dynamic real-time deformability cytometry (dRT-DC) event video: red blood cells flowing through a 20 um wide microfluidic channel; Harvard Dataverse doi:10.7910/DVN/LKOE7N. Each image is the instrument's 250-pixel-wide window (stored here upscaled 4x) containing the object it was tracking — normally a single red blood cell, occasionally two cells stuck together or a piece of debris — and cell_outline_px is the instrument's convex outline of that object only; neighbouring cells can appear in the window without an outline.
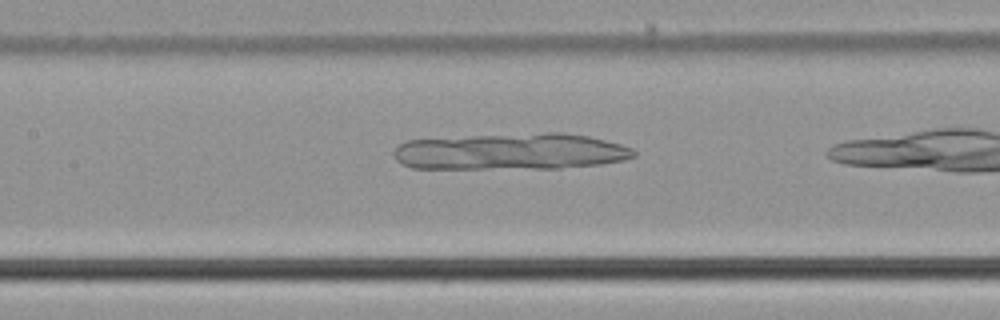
{"species": "common noctule bat (a hibernating species)", "species_latin": "Nyctalus noctula", "temperature_condition": "cold", "stored_images_in_passage": 14, "camera_frame_rate_fps": 3000, "um_per_image_px": 0.085, "animal": {"sex": "male", "body_mass_g": 21.5, "forearm_length_mm": 52.0}, "frame": {"image": 1, "passage_image": 7, "time_ms": 2.0, "image_size_px": [1000, 320], "cell_outline_px": [[636, 156], [624, 160], [600, 164], [560, 168], [412, 168], [400, 164], [396, 160], [392, 152], [400, 144], [408, 140], [472, 136], [544, 132], [564, 132], [588, 136], [620, 144], [632, 148], [636, 152]], "centroid_in_image_um": [43.44, 12.88], "position_along_channel_um": 164.0, "area_um2": 51.04}}
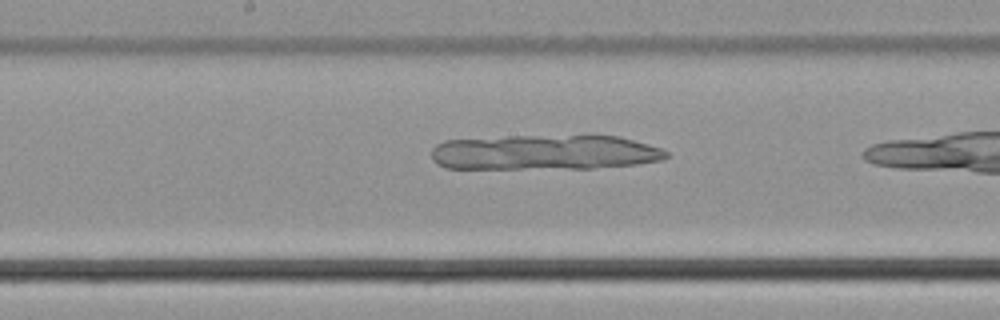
{"frame": {"image": 2, "passage_image": 10, "time_ms": 3.0, "image_size_px": [1000, 320], "cell_outline_px": [[668, 156], [664, 160], [636, 164], [592, 168], [444, 168], [436, 164], [432, 160], [432, 148], [436, 144], [444, 140], [508, 136], [588, 132], [620, 136], [648, 144], [660, 148], [668, 152]], "centroid_in_image_um": [46.34, 12.9], "position_along_channel_um": 201.9, "area_um2": 49.71}}